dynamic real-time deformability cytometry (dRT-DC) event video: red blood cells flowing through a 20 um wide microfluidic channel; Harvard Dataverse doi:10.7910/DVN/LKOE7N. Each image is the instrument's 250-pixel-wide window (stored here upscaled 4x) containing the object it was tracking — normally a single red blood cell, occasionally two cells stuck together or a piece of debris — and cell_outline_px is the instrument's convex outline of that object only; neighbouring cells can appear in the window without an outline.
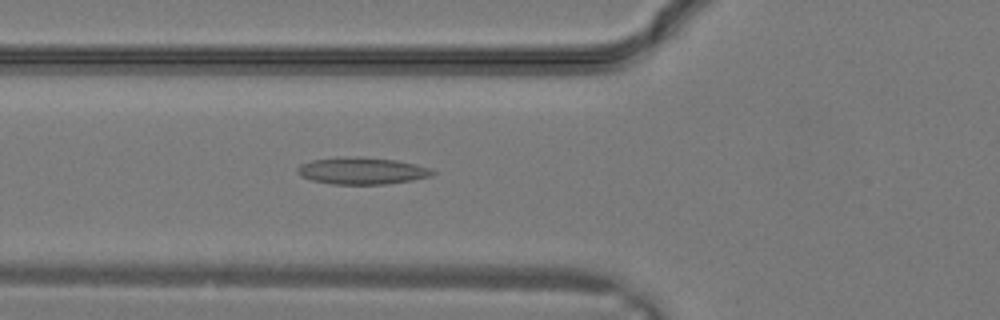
{"species": "common noctule bat (a hibernating species)", "species_latin": "Nyctalus noctula", "temperature_condition": "warm", "stored_images_in_passage": 14, "camera_frame_rate_fps": 3000, "um_per_image_px": 0.085, "animal": {"sex": "male", "body_mass_g": 19.2, "forearm_length_mm": 51.8}, "frame": {"image": 1, "passage_image": 12, "time_ms": 3.667, "image_size_px": [1000, 320], "cell_outline_px": [[436, 172], [432, 176], [412, 180], [384, 184], [332, 184], [312, 180], [300, 176], [296, 172], [296, 168], [300, 164], [312, 160], [348, 156], [360, 156], [396, 160], [416, 164], [432, 168]], "centroid_in_image_um": [30.77, 14.51], "position_along_channel_um": 95.0, "area_um2": 21.39}}
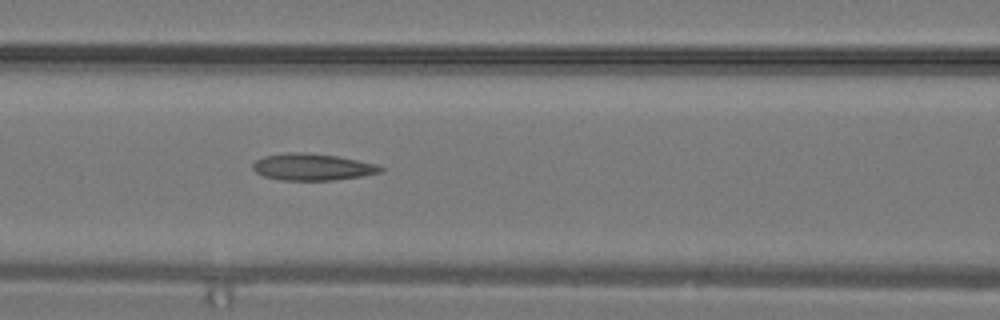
{"frame": {"image": 2, "passage_image": 14, "time_ms": 4.333, "image_size_px": [1000, 320], "cell_outline_px": [[384, 172], [360, 176], [332, 180], [280, 180], [264, 176], [256, 172], [252, 168], [252, 164], [256, 160], [264, 156], [284, 152], [300, 152], [336, 156], [376, 164], [384, 168]], "centroid_in_image_um": [26.53, 14.19], "position_along_channel_um": 140.1, "area_um2": 19.83}}